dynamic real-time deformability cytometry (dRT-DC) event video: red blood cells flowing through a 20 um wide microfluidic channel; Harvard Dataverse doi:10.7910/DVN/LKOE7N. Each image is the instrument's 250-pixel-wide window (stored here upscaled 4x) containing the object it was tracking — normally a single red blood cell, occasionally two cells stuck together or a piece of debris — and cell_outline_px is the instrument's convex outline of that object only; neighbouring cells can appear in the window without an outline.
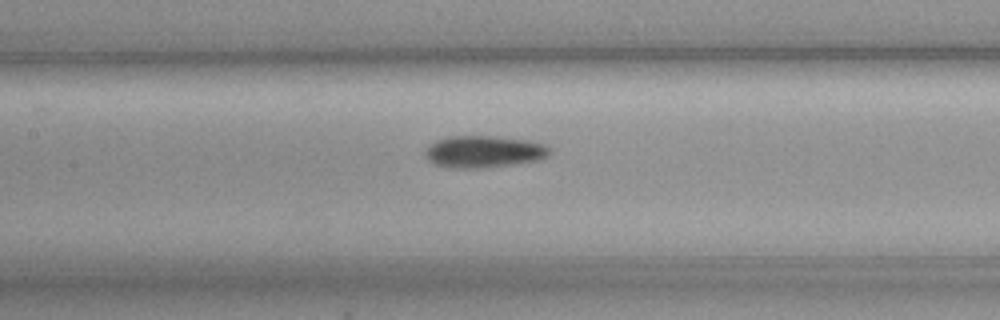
{"species": "common noctule bat (a hibernating species)", "species_latin": "Nyctalus noctula", "temperature_condition": "cold", "stored_images_in_passage": 16, "camera_frame_rate_fps": 3000, "um_per_image_px": 0.085, "animal": {"sex": "female", "body_mass_g": 19.3, "forearm_length_mm": 54.1}, "frame": {"image": 1, "passage_image": 14, "time_ms": 4.333, "image_size_px": [1000, 320], "cell_outline_px": [[552, 152], [548, 156], [540, 160], [512, 164], [476, 168], [452, 168], [436, 164], [428, 160], [428, 148], [436, 140], [448, 136], [496, 136], [528, 140], [544, 144], [552, 148]], "centroid_in_image_um": [41.21, 12.88], "position_along_channel_um": 166.2, "area_um2": 23.0}}